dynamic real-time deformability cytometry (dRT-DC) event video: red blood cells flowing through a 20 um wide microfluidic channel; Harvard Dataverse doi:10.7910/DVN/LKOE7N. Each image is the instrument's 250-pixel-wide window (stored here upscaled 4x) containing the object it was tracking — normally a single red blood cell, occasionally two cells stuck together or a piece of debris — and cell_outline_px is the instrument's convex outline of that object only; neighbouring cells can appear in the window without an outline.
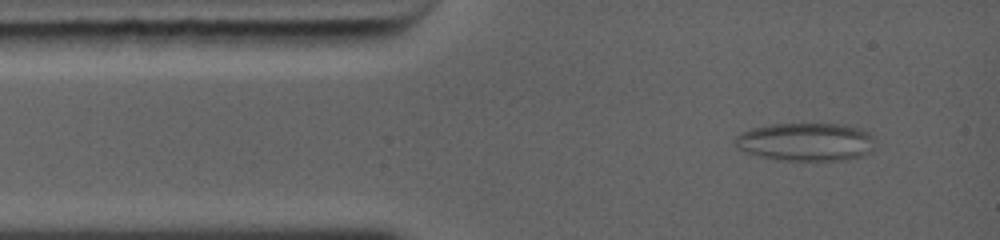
{"species": "common noctule bat (a hibernating species)", "species_latin": "Nyctalus noctula", "temperature_condition": "warm", "stored_images_in_passage": 18, "camera_frame_rate_fps": 5000, "um_per_image_px": 0.085, "animal": {"sex": "female", "body_mass_g": 19.0, "forearm_length_mm": 56.7}, "frame": {"image": 1, "passage_image": 3, "time_ms": 0.8, "image_size_px": [1000, 240], "cell_outline_px": [[872, 140], [868, 152], [860, 156], [848, 160], [780, 160], [760, 156], [744, 152], [736, 148], [732, 144], [732, 140], [736, 136], [752, 128], [772, 124], [848, 124], [860, 128], [868, 132], [872, 136]], "centroid_in_image_um": [68.43, 12.05], "position_along_channel_um": 16.6, "area_um2": 31.1}}
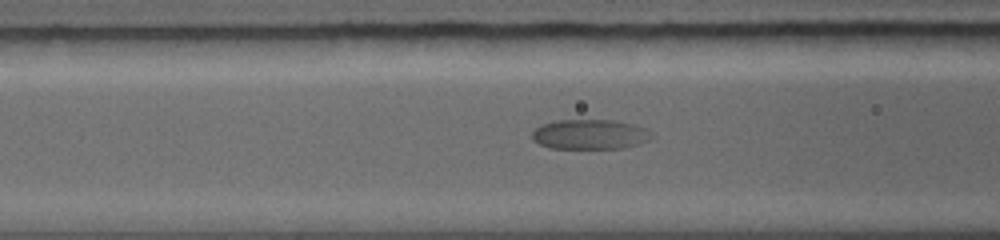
{"frame": {"image": 2, "passage_image": 12, "time_ms": 4.2, "image_size_px": [1000, 240], "cell_outline_px": [[656, 136], [652, 140], [620, 148], [548, 148], [532, 140], [532, 132], [540, 124], [556, 120], [612, 120], [632, 124], [648, 128]], "centroid_in_image_um": [50.17, 11.41], "position_along_channel_um": 116.4, "area_um2": 21.04}}
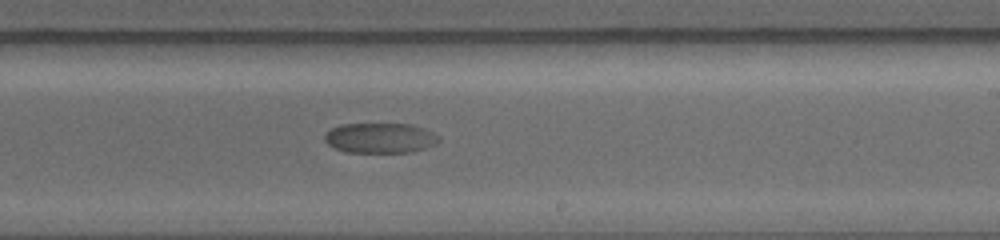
{"frame": {"image": 3, "passage_image": 18, "time_ms": 7.6, "image_size_px": [1000, 240], "cell_outline_px": [[440, 140], [436, 144], [412, 152], [344, 152], [332, 148], [324, 140], [324, 136], [332, 128], [340, 124], [412, 124], [424, 128], [440, 136]], "centroid_in_image_um": [32.31, 11.73], "position_along_channel_um": 256.7, "area_um2": 20.17}}